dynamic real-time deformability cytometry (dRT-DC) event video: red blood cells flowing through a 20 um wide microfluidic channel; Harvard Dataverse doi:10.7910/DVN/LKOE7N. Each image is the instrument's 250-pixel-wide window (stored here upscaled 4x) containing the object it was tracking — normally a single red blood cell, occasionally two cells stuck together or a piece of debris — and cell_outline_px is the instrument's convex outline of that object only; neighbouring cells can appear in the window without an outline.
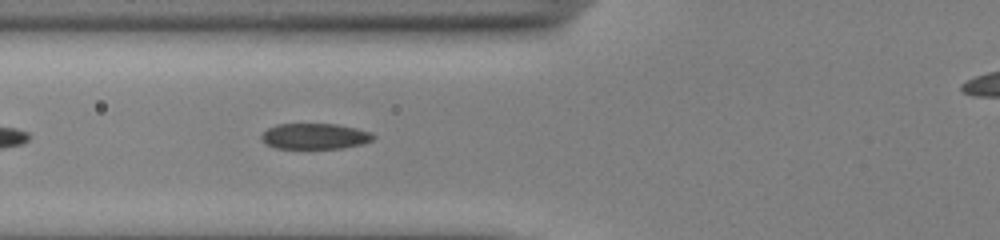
{"species": "common noctule bat (a hibernating species)", "species_latin": "Nyctalus noctula", "temperature_condition": "cold", "stored_images_in_passage": 13, "camera_frame_rate_fps": 3000, "um_per_image_px": 0.085, "animal": {"sex": "male", "body_mass_g": 13.0, "forearm_length_mm": 53.1}, "frame": {"image": 1, "passage_image": 6, "time_ms": 1.667, "image_size_px": [1000, 240], "cell_outline_px": [[376, 136], [372, 140], [364, 144], [344, 148], [276, 148], [260, 140], [260, 136], [268, 128], [276, 124], [336, 124], [356, 128], [372, 132]], "centroid_in_image_um": [26.79, 11.58], "position_along_channel_um": 99.0, "area_um2": 16.88}}